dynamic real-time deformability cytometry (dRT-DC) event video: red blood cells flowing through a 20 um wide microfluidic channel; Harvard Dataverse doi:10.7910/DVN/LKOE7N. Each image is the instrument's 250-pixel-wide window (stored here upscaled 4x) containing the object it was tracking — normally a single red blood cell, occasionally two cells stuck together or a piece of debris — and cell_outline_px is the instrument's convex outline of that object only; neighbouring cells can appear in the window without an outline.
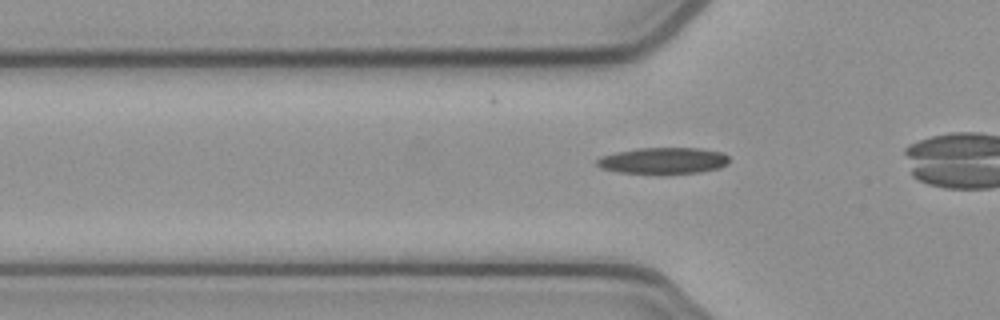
{"species": "common noctule bat (a hibernating species)", "species_latin": "Nyctalus noctula", "temperature_condition": "cold", "stored_images_in_passage": 35, "camera_frame_rate_fps": 3000, "um_per_image_px": 0.085, "animal": {"sex": "female", "body_mass_g": 21.9}, "frame": {"image": 1, "passage_image": 11, "time_ms": 3.333, "image_size_px": [1000, 320], "cell_outline_px": [[728, 164], [720, 168], [700, 172], [668, 176], [656, 176], [616, 172], [600, 168], [596, 164], [596, 160], [600, 156], [616, 152], [640, 148], [700, 148], [720, 152], [728, 156]], "centroid_in_image_um": [56.34, 13.71], "position_along_channel_um": 69.5, "area_um2": 21.27}}
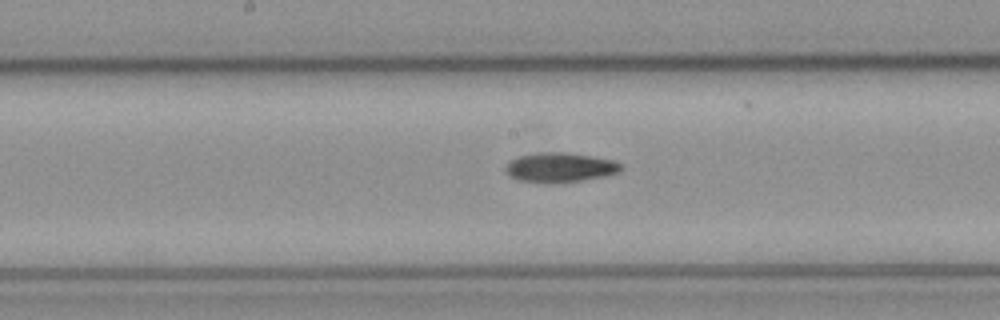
{"frame": {"image": 2, "passage_image": 21, "time_ms": 6.667, "image_size_px": [1000, 320], "cell_outline_px": [[620, 172], [604, 176], [584, 180], [548, 184], [544, 184], [516, 180], [504, 168], [512, 160], [520, 156], [540, 152], [560, 152], [588, 156], [612, 160], [620, 164]], "centroid_in_image_um": [47.57, 14.26], "position_along_channel_um": 200.6, "area_um2": 19.65}}
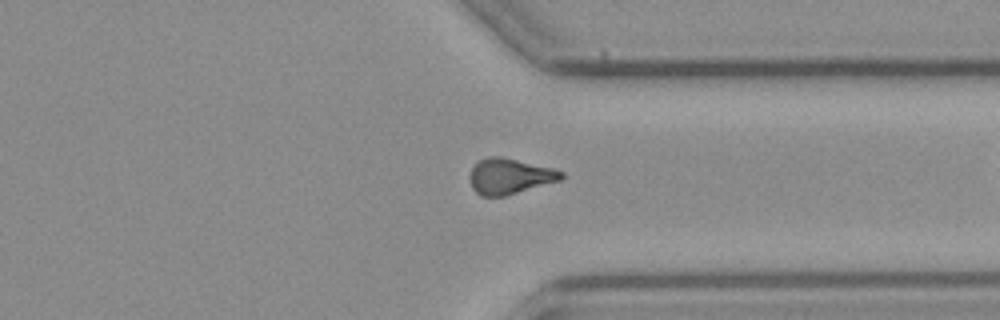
{"frame": {"image": 3, "passage_image": 34, "time_ms": 11.0, "image_size_px": [1000, 320], "cell_outline_px": [[564, 176], [560, 180], [504, 196], [480, 196], [472, 188], [468, 176], [472, 168], [480, 160], [488, 156], [500, 156], [552, 168], [564, 172]], "centroid_in_image_um": [43.29, 14.98], "position_along_channel_um": 368.1, "area_um2": 18.84}}